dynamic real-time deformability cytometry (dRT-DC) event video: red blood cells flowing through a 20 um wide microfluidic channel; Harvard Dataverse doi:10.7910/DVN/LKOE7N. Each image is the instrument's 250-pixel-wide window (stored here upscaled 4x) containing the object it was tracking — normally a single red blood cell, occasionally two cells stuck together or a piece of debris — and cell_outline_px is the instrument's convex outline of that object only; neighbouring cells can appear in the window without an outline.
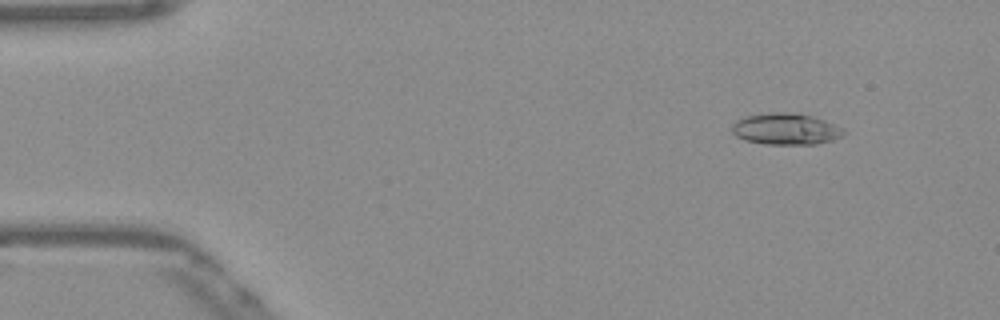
{"species": "Egyptian fruit bat (a non-hibernating species)", "species_latin": "Rousettus aegyptiacus", "temperature_condition": "warm", "stored_images_in_passage": 52, "camera_frame_rate_fps": 3000, "um_per_image_px": 0.085, "frame": {"image": 1, "passage_image": 6, "time_ms": 1.667, "image_size_px": [1000, 320], "cell_outline_px": [[848, 132], [844, 136], [832, 140], [816, 144], [764, 144], [744, 140], [736, 136], [732, 132], [732, 124], [736, 120], [744, 116], [768, 112], [792, 112], [812, 116], [824, 120]], "centroid_in_image_um": [66.77, 10.96], "position_along_channel_um": 18.2, "area_um2": 20.63}}
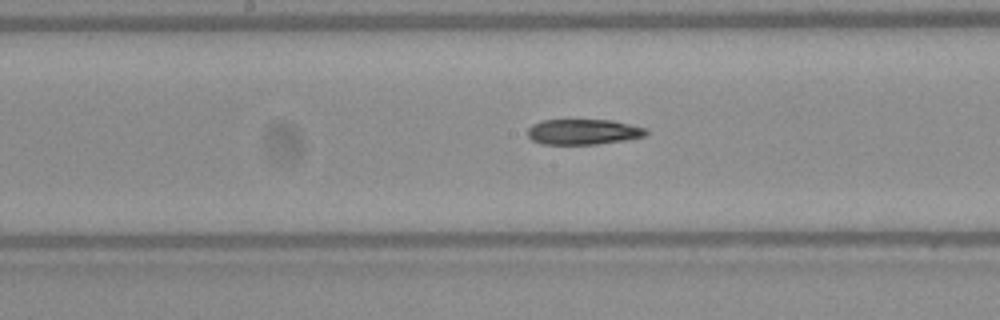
{"frame": {"image": 2, "passage_image": 27, "time_ms": 8.667, "image_size_px": [1000, 320], "cell_outline_px": [[648, 132], [644, 136], [624, 140], [596, 144], [540, 144], [532, 140], [528, 136], [528, 128], [532, 124], [540, 120], [612, 120], [648, 128]], "centroid_in_image_um": [49.57, 11.2], "position_along_channel_um": 198.6, "area_um2": 17.63}}
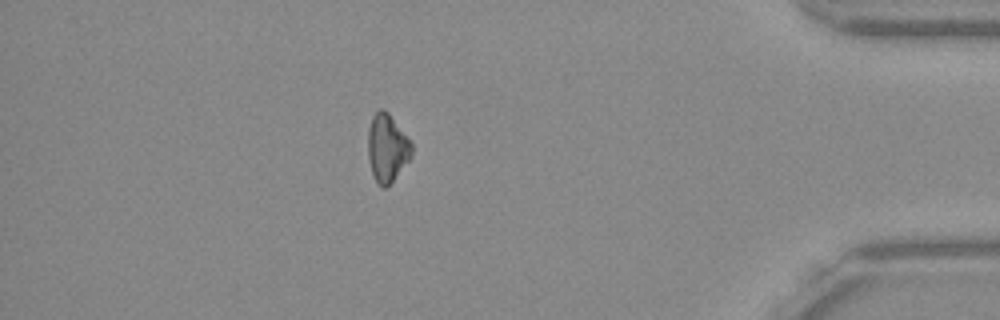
{"frame": {"image": 3, "passage_image": 46, "time_ms": 15.0, "image_size_px": [1000, 320], "cell_outline_px": [[412, 156], [392, 180], [384, 188], [376, 180], [372, 172], [368, 156], [368, 128], [372, 116], [380, 108], [384, 108], [388, 112], [412, 144]], "centroid_in_image_um": [32.89, 12.53], "position_along_channel_um": 402.3, "area_um2": 16.88}, "authors_computed_cell_mechanics": {"area_um2": 18.7561, "velocity_mm_per_s": 3.8934, "shape_relaxation_time_tau1_ms": 8.7969, "shape_relaxation_time_tau2_ms": null, "deformation_change_tau1": 0.1963, "deformation_change_tau2": null}}